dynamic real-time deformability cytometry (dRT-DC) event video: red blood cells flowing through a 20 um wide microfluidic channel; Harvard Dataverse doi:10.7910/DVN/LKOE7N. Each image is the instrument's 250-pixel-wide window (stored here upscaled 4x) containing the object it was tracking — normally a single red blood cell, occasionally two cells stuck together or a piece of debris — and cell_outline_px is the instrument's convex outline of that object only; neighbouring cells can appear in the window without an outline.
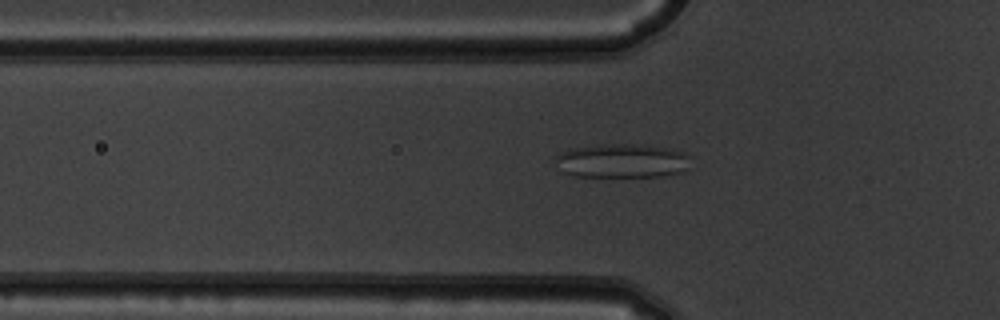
{"species": "common noctule bat (a hibernating species)", "species_latin": "Nyctalus noctula", "temperature_condition": "warm", "stored_images_in_passage": 39, "camera_frame_rate_fps": 3000, "um_per_image_px": 0.085, "animal": {"sex": "male", "body_mass_g": 19.5, "forearm_length_mm": 54.6}, "frame": {"image": 1, "passage_image": 4, "time_ms": 1.0, "image_size_px": [1000, 320], "cell_outline_px": [[692, 156], [688, 168], [684, 172], [664, 176], [576, 176], [564, 172], [556, 160], [556, 156], [560, 152], [572, 148], [600, 144], [632, 144], [668, 148], [684, 152]], "centroid_in_image_um": [52.95, 13.66], "position_along_channel_um": 72.9, "area_um2": 26.82}}
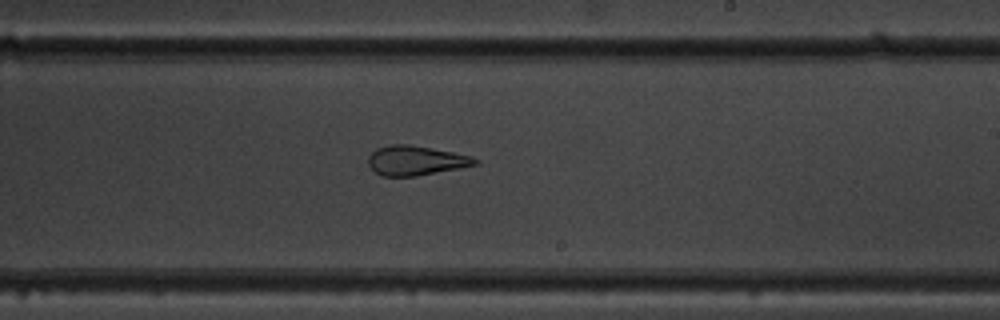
{"frame": {"image": 2, "passage_image": 18, "time_ms": 5.667, "image_size_px": [1000, 320], "cell_outline_px": [[480, 164], [460, 168], [416, 176], [380, 176], [368, 164], [368, 156], [376, 148], [388, 144], [408, 144], [432, 148], [472, 156], [480, 160]], "centroid_in_image_um": [35.35, 13.64], "position_along_channel_um": 253.6, "area_um2": 18.55}}
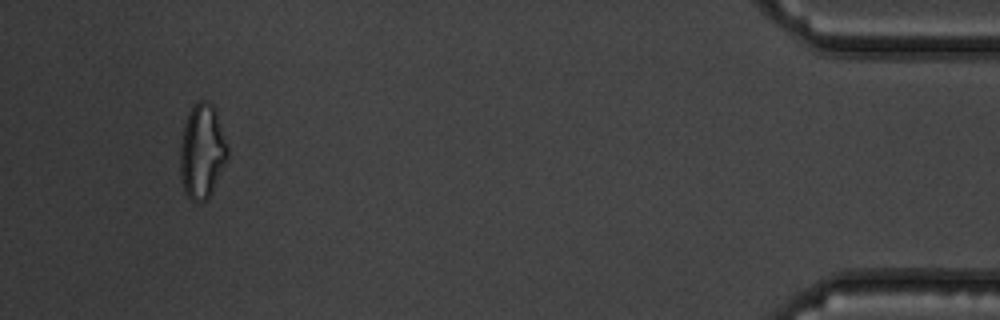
{"frame": {"image": 3, "passage_image": 36, "time_ms": 11.667, "image_size_px": [1000, 320], "cell_outline_px": [[228, 156], [208, 196], [200, 204], [196, 204], [188, 196], [184, 188], [180, 176], [180, 144], [184, 124], [188, 112], [192, 104], [200, 100], [204, 100], [212, 104], [216, 108], [228, 148]], "centroid_in_image_um": [17.15, 12.81], "position_along_channel_um": 418.0, "area_um2": 26.01}, "authors_computed_cell_mechanics": {"area_um2": 20.5768, "velocity_mm_per_s": 3.867, "shape_relaxation_time_tau1_ms": null, "shape_relaxation_time_tau2_ms": 1.888, "deformation_change_tau1": null, "deformation_change_tau2": 0.1068}}